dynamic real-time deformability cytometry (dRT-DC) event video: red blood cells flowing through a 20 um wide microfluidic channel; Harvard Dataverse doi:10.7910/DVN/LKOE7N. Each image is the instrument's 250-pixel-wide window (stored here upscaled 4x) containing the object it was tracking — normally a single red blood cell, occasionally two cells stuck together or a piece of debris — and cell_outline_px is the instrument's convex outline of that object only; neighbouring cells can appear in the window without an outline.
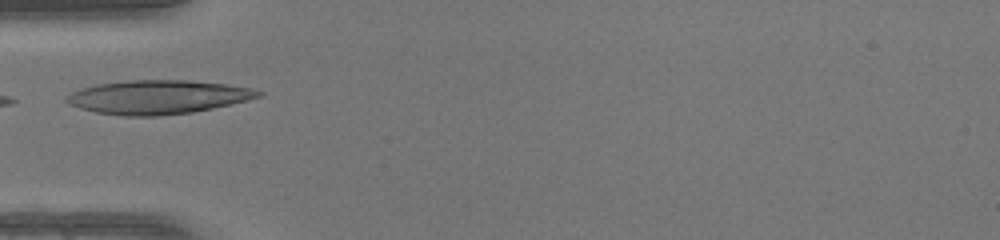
{"species": "human", "species_latin": "Homo sapiens", "temperature_condition": "warm", "stored_images_in_passage": 9, "camera_frame_rate_fps": 3000, "um_per_image_px": 0.085, "donor": {"sex": "female"}, "frame": {"image": 1, "passage_image": 1, "time_ms": 0.0, "image_size_px": [1000, 240], "cell_outline_px": [[264, 92], [260, 96], [248, 100], [212, 108], [192, 112], [160, 116], [124, 116], [96, 112], [80, 108], [68, 104], [64, 100], [72, 92], [84, 88], [100, 84], [128, 80], [188, 80], [224, 84], [252, 88]], "centroid_in_image_um": [13.43, 8.25], "position_along_channel_um": 71.6, "area_um2": 37.51}}
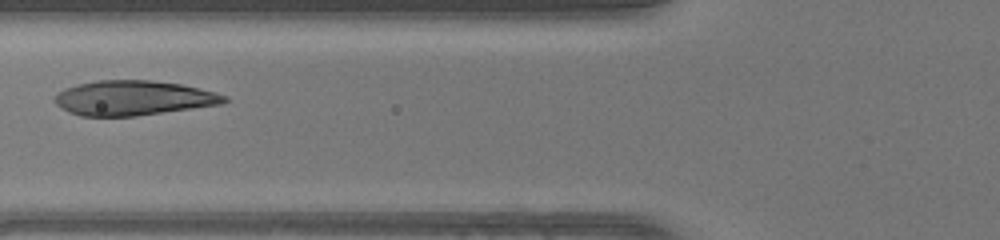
{"frame": {"image": 2, "passage_image": 4, "time_ms": 1.0, "image_size_px": [1000, 240], "cell_outline_px": [[228, 100], [224, 104], [136, 116], [80, 116], [68, 112], [56, 104], [52, 100], [52, 96], [56, 92], [64, 88], [76, 84], [96, 80], [152, 80], [180, 84], [216, 92], [228, 96]], "centroid_in_image_um": [11.3, 8.33], "position_along_channel_um": 114.5, "area_um2": 34.8}}